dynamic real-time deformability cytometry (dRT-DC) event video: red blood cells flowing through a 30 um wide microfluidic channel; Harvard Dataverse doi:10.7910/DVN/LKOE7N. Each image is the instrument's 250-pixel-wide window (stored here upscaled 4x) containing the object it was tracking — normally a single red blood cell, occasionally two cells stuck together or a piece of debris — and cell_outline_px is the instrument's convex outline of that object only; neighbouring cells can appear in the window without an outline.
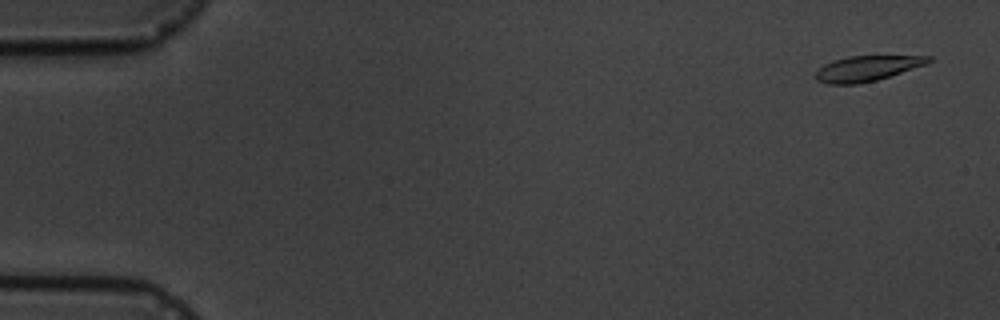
{"species": "common noctule bat (a hibernating species)", "species_latin": "Nyctalus noctula", "temperature_condition": "cold", "stored_images_in_passage": 4, "camera_frame_rate_fps": 3000, "um_per_image_px": 0.085, "animal": {"sex": "male", "body_mass_g": 19.5, "forearm_length_mm": 54.6}, "frame": {"image": 1, "passage_image": 1, "time_ms": 0.0, "image_size_px": [1000, 320], "cell_outline_px": [[932, 60], [928, 64], [876, 80], [860, 84], [828, 84], [816, 80], [816, 72], [824, 64], [832, 60], [848, 56], [932, 56]], "centroid_in_image_um": [73.7, 5.81], "position_along_channel_um": 11.3, "area_um2": 16.65}}